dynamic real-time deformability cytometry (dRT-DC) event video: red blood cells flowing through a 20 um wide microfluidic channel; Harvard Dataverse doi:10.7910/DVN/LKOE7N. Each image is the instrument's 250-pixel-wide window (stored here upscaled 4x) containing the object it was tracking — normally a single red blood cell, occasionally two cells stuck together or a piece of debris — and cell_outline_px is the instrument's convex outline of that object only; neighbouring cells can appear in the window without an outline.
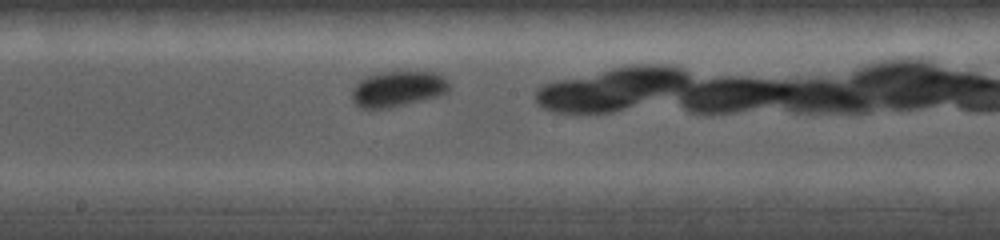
{"species": "common noctule bat (a hibernating species)", "species_latin": "Nyctalus noctula", "temperature_condition": "cold", "stored_images_in_passage": 16, "camera_frame_rate_fps": 5000, "um_per_image_px": 0.085, "animal": {"sex": "female", "body_mass_g": 19.0, "forearm_length_mm": 56.7}, "frame": {"image": 1, "passage_image": 7, "time_ms": 3.4, "image_size_px": [1000, 240], "cell_outline_px": [[448, 92], [440, 96], [388, 108], [360, 108], [352, 104], [352, 88], [360, 80], [368, 76], [380, 72], [432, 72], [444, 76], [448, 80]], "centroid_in_image_um": [33.8, 7.56], "position_along_channel_um": 214.4, "area_um2": 20.23}}
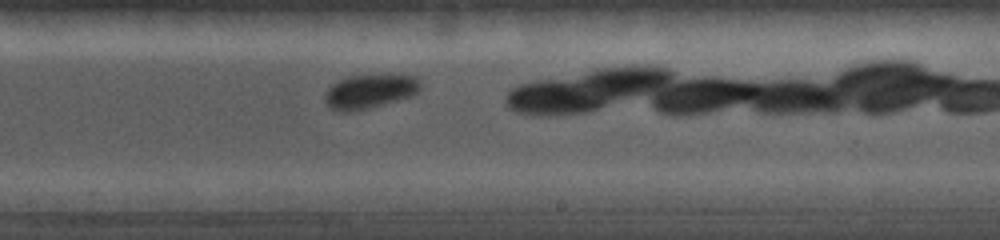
{"frame": {"image": 2, "passage_image": 9, "time_ms": 4.4, "image_size_px": [1000, 240], "cell_outline_px": [[420, 88], [412, 96], [384, 104], [368, 108], [348, 112], [336, 112], [328, 108], [324, 100], [324, 96], [328, 88], [332, 84], [348, 76], [388, 72], [416, 76], [420, 80]], "centroid_in_image_um": [31.43, 7.73], "position_along_channel_um": 257.6, "area_um2": 19.77}}